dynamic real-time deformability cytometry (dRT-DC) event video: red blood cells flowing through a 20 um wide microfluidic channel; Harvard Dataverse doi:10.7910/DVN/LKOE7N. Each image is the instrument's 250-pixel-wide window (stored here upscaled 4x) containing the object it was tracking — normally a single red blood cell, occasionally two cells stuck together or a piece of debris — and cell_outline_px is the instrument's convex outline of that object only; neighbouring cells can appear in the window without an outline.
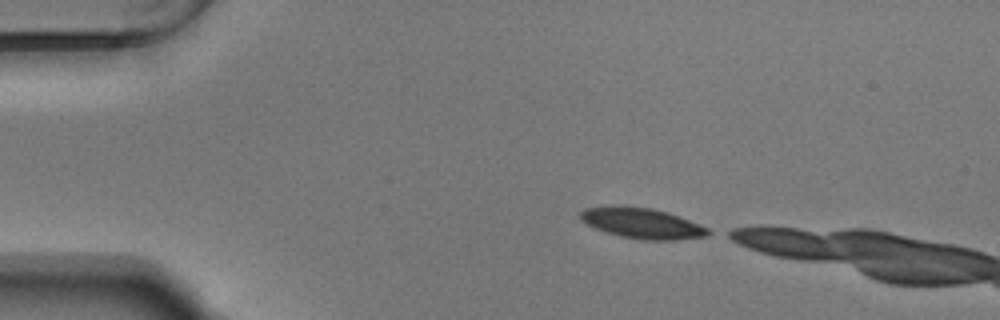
{"species": "Egyptian fruit bat (a non-hibernating species)", "species_latin": "Rousettus aegyptiacus", "temperature_condition": "warm", "stored_images_in_passage": 11, "camera_frame_rate_fps": 3000, "um_per_image_px": 0.085, "animal": {"sex": "male"}, "frame": {"image": 1, "passage_image": 1, "time_ms": 0.0, "image_size_px": [1000, 320], "cell_outline_px": [[716, 232], [708, 236], [676, 240], [640, 240], [620, 236], [596, 228], [580, 220], [580, 212], [584, 208], [616, 204], [620, 204], [652, 208], [688, 220], [708, 228]], "centroid_in_image_um": [54.57, 18.96], "position_along_channel_um": 30.4, "area_um2": 22.95}}
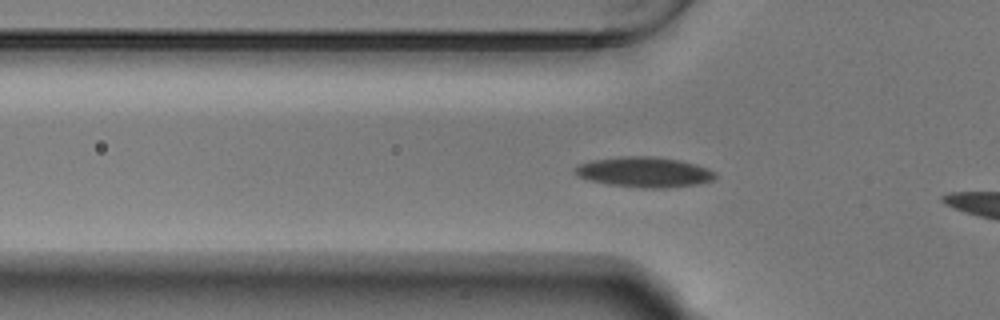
{"frame": {"image": 2, "passage_image": 9, "time_ms": 2.667, "image_size_px": [1000, 320], "cell_outline_px": [[716, 176], [712, 180], [700, 184], [664, 188], [640, 188], [608, 184], [588, 180], [576, 176], [572, 172], [580, 164], [592, 160], [620, 156], [652, 156], [680, 160], [696, 164], [708, 168], [716, 172]], "centroid_in_image_um": [54.76, 14.63], "position_along_channel_um": 71.0, "area_um2": 24.97}}